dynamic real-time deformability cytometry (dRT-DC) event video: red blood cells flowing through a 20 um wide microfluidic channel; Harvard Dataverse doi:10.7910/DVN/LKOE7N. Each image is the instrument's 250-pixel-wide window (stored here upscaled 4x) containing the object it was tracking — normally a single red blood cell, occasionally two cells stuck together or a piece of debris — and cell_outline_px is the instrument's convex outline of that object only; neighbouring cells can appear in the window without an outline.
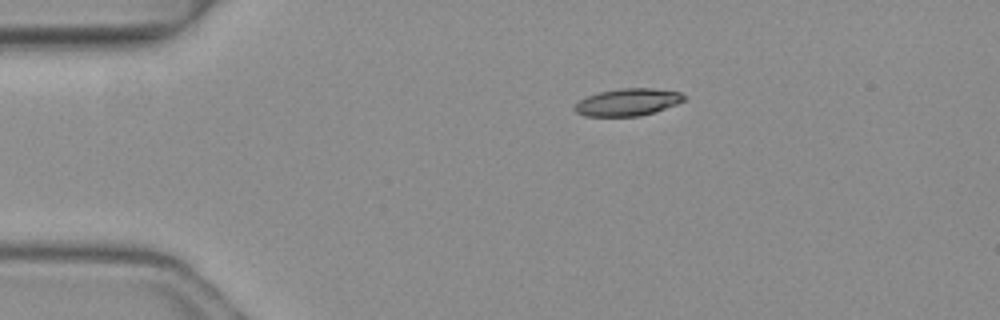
{"species": "common noctule bat (a hibernating species)", "species_latin": "Nyctalus noctula", "temperature_condition": "warm", "stored_images_in_passage": 2, "camera_frame_rate_fps": 3000, "um_per_image_px": 0.085, "animal": {"sex": "female", "body_mass_g": 19.3, "forearm_length_mm": 54.1}, "frame": {"image": 1, "passage_image": 2, "time_ms": 0.333, "image_size_px": [1000, 320], "cell_outline_px": [[688, 96], [684, 100], [676, 104], [640, 116], [584, 116], [576, 112], [572, 108], [580, 100], [588, 96], [600, 92], [620, 88], [652, 88], [680, 92]], "centroid_in_image_um": [53.35, 8.68], "position_along_channel_um": 31.6, "area_um2": 17.22}}